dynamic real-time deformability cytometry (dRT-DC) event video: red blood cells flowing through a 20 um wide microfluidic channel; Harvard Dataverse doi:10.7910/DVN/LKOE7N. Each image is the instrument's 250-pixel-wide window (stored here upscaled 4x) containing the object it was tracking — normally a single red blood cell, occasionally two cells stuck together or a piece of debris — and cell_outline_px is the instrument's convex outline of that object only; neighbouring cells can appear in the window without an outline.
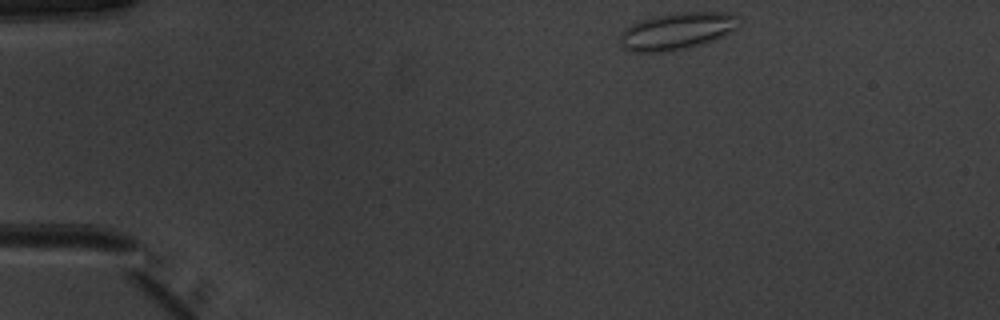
{"species": "common noctule bat (a hibernating species)", "species_latin": "Nyctalus noctula", "temperature_condition": "warm", "stored_images_in_passage": 44, "camera_frame_rate_fps": 3000, "um_per_image_px": 0.085, "animal": {"sex": "male", "body_mass_g": 20.1, "forearm_length_mm": 53.5}, "frame": {"image": 1, "passage_image": 1, "time_ms": 0.0, "image_size_px": [1000, 320], "cell_outline_px": [[740, 24], [736, 28], [712, 40], [700, 44], [684, 48], [664, 52], [628, 52], [620, 44], [620, 32], [624, 28], [640, 20], [652, 16], [680, 12], [724, 12], [740, 16]], "centroid_in_image_um": [57.5, 2.63], "position_along_channel_um": 27.5, "area_um2": 25.66}}
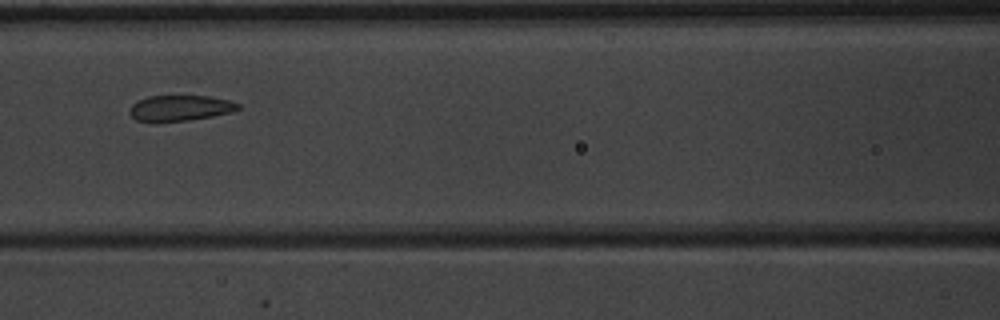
{"frame": {"image": 2, "passage_image": 16, "time_ms": 5.0, "image_size_px": [1000, 320], "cell_outline_px": [[240, 108], [232, 112], [212, 116], [188, 120], [152, 124], [136, 120], [128, 112], [128, 108], [136, 100], [148, 96], [208, 96], [228, 100], [240, 104]], "centroid_in_image_um": [15.22, 9.21], "position_along_channel_um": 151.4, "area_um2": 16.7}}
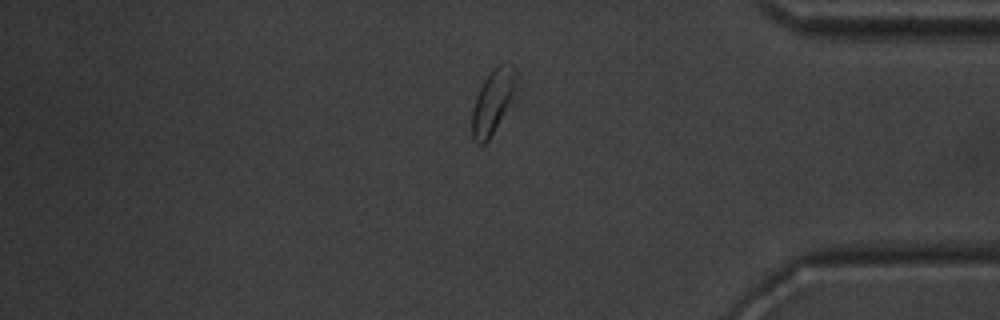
{"frame": {"image": 3, "passage_image": 36, "time_ms": 11.667, "image_size_px": [1000, 320], "cell_outline_px": [[520, 76], [512, 100], [488, 140], [484, 144], [480, 144], [472, 136], [472, 108], [476, 96], [484, 80], [492, 68], [496, 64], [512, 64], [516, 68]], "centroid_in_image_um": [41.93, 8.54], "position_along_channel_um": 393.3, "area_um2": 16.65}, "authors_computed_cell_mechanics": {"area_um2": 17.5423, "velocity_mm_per_s": 3.9332, "shape_relaxation_time_tau1_ms": 2.3253, "shape_relaxation_time_tau2_ms": 0.7165, "deformation_change_tau1": 0.0896, "deformation_change_tau2": 0.0623}}